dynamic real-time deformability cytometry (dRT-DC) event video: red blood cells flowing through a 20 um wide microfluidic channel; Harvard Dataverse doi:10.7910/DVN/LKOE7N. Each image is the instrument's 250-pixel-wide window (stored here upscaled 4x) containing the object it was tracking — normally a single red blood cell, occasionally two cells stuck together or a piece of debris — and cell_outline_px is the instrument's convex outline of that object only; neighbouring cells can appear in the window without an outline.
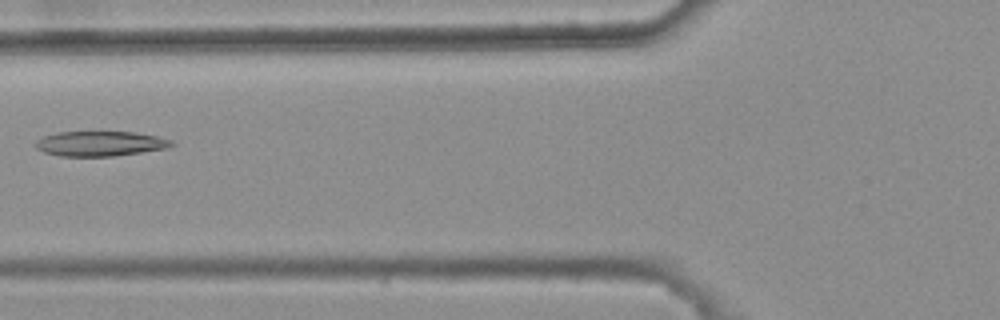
{"species": "common noctule bat (a hibernating species)", "species_latin": "Nyctalus noctula", "temperature_condition": "warm", "stored_images_in_passage": 3, "camera_frame_rate_fps": 3000, "um_per_image_px": 0.085, "animal": {"sex": "female", "body_mass_g": 25.1}, "frame": {"image": 1, "passage_image": 2, "time_ms": 0.333, "image_size_px": [1000, 320], "cell_outline_px": [[176, 144], [168, 148], [112, 156], [60, 156], [44, 152], [36, 148], [36, 140], [44, 136], [56, 132], [132, 132], [156, 136], [172, 140]], "centroid_in_image_um": [8.52, 12.21], "position_along_channel_um": 117.3, "area_um2": 19.65}}
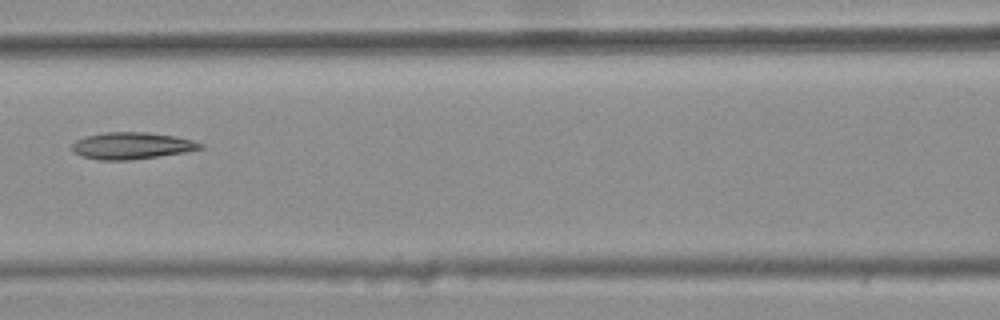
{"frame": {"image": 2, "passage_image": 3, "time_ms": 0.667, "image_size_px": [1000, 320], "cell_outline_px": [[204, 148], [184, 152], [128, 160], [96, 160], [80, 156], [72, 152], [72, 144], [76, 140], [84, 136], [104, 132], [148, 132], [176, 136], [192, 140], [204, 144]], "centroid_in_image_um": [11.16, 12.38], "position_along_channel_um": 155.4, "area_um2": 20.17}}